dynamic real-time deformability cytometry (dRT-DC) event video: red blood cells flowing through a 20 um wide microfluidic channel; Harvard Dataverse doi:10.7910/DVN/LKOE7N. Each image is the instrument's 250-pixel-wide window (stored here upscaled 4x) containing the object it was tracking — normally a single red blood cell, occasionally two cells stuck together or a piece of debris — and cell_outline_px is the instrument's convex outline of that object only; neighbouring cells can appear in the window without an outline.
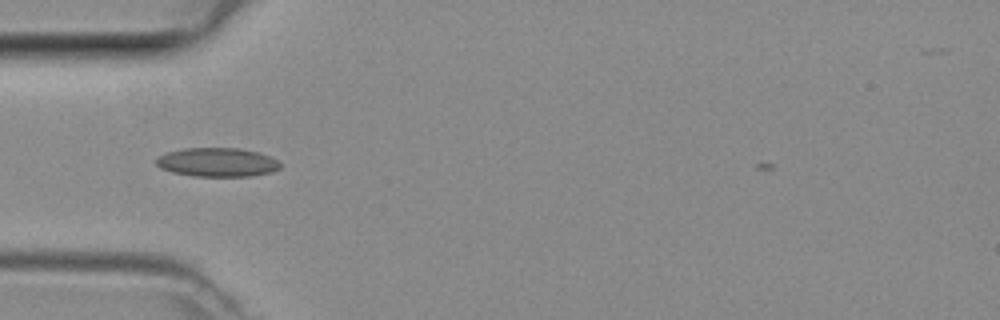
{"species": "common noctule bat (a hibernating species)", "species_latin": "Nyctalus noctula", "temperature_condition": "room temperature", "stored_images_in_passage": 35, "camera_frame_rate_fps": 3000, "um_per_image_px": 0.085, "animal": {"sex": "female", "body_mass_g": 29.2, "forearm_length_mm": 56.3}, "frame": {"image": 1, "passage_image": 5, "time_ms": 1.333, "image_size_px": [1000, 320], "cell_outline_px": [[280, 168], [272, 172], [252, 176], [192, 176], [172, 172], [160, 168], [156, 164], [156, 156], [168, 152], [184, 148], [240, 148], [256, 152], [268, 156], [276, 160], [280, 164]], "centroid_in_image_um": [18.43, 13.79], "position_along_channel_um": 66.6, "area_um2": 20.87}}
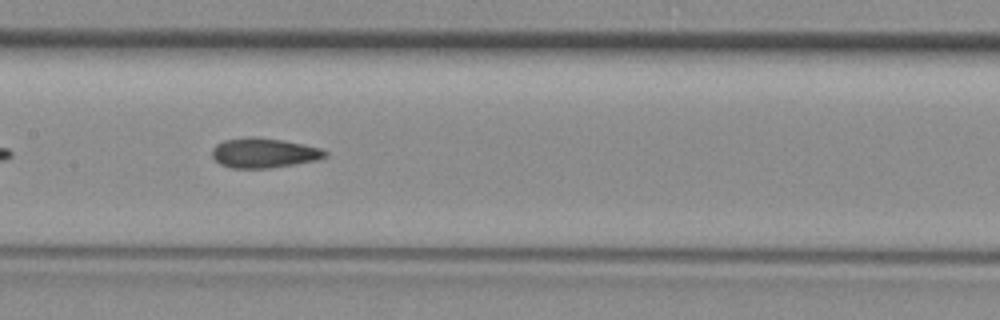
{"frame": {"image": 2, "passage_image": 13, "time_ms": 4.0, "image_size_px": [1000, 320], "cell_outline_px": [[328, 156], [316, 160], [268, 168], [232, 168], [220, 164], [212, 156], [212, 148], [216, 144], [224, 140], [252, 136], [256, 136], [284, 140], [320, 148], [328, 152]], "centroid_in_image_um": [22.41, 12.99], "position_along_channel_um": 185.0, "area_um2": 19.59}}
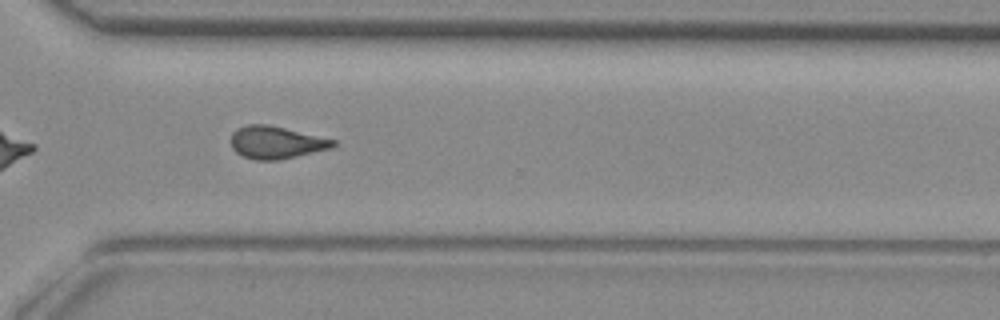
{"frame": {"image": 3, "passage_image": 24, "time_ms": 7.667, "image_size_px": [1000, 320], "cell_outline_px": [[336, 144], [332, 148], [280, 160], [256, 160], [244, 156], [236, 152], [232, 148], [232, 132], [236, 128], [248, 124], [268, 124], [336, 140]], "centroid_in_image_um": [23.47, 12.1], "position_along_channel_um": 347.1, "area_um2": 19.31}}